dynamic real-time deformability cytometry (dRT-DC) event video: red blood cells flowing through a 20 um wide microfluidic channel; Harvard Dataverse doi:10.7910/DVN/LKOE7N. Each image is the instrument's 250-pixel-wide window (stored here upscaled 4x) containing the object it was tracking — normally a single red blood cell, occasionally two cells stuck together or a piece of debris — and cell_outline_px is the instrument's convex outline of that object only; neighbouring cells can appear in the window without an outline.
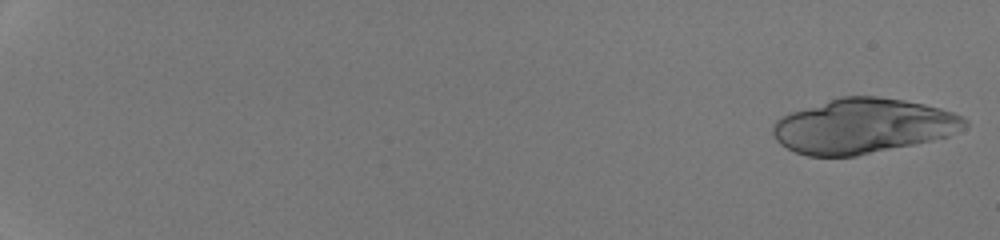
{"species": "human", "species_latin": "Homo sapiens", "temperature_condition": "room temperature", "stored_images_in_passage": 24, "camera_frame_rate_fps": 3000, "um_per_image_px": 0.085, "donor": {"sex": "male"}, "frame": {"image": 1, "passage_image": 1, "time_ms": 0.0, "image_size_px": [1000, 240], "cell_outline_px": [[968, 124], [964, 128], [948, 136], [932, 140], [856, 156], [808, 156], [796, 152], [780, 144], [776, 140], [772, 132], [772, 124], [776, 120], [788, 112], [840, 96], [876, 96], [904, 100], [924, 104], [940, 108], [952, 112], [968, 120]], "centroid_in_image_um": [73.32, 10.7], "position_along_channel_um": 11.7, "area_um2": 61.33}}
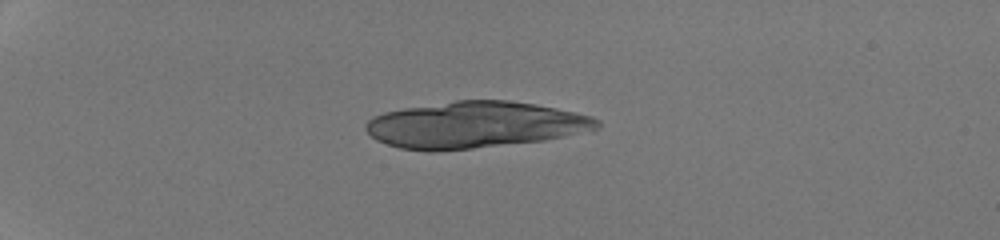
{"frame": {"image": 2, "passage_image": 15, "time_ms": 4.667, "image_size_px": [1000, 240], "cell_outline_px": [[600, 124], [592, 132], [544, 140], [472, 148], [432, 152], [400, 148], [376, 140], [364, 128], [364, 124], [372, 116], [384, 112], [404, 108], [456, 100], [508, 100], [536, 104], [556, 108], [592, 116], [600, 120]], "centroid_in_image_um": [40.38, 10.61], "position_along_channel_um": 44.6, "area_um2": 62.83}}